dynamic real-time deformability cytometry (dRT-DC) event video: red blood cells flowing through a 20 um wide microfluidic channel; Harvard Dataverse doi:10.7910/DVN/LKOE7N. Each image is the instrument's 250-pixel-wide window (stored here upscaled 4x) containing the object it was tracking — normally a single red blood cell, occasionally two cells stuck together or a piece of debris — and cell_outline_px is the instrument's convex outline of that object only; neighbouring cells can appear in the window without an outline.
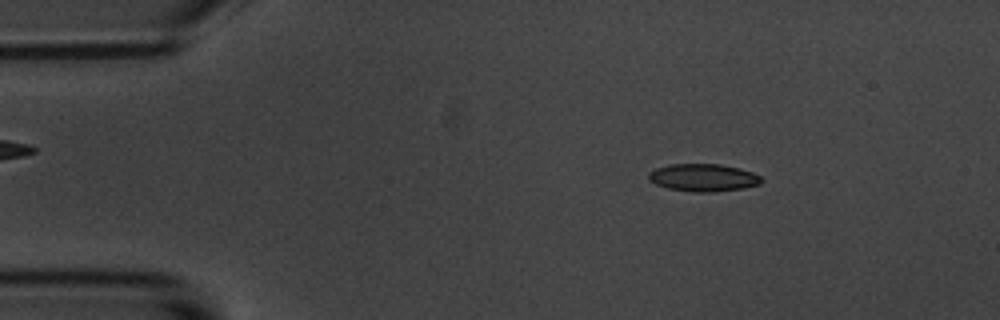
{"species": "common noctule bat (a hibernating species)", "species_latin": "Nyctalus noctula", "temperature_condition": "room temperature", "stored_images_in_passage": 56, "camera_frame_rate_fps": 3000, "um_per_image_px": 0.085, "animal": {"sex": "male", "body_mass_g": 20.1, "forearm_length_mm": 53.5}, "frame": {"image": 1, "passage_image": 8, "time_ms": 2.333, "image_size_px": [1000, 320], "cell_outline_px": [[764, 180], [760, 184], [740, 188], [712, 192], [696, 192], [668, 188], [656, 184], [648, 180], [648, 172], [656, 168], [668, 164], [720, 164], [740, 168], [752, 172], [760, 176]], "centroid_in_image_um": [59.76, 15.08], "position_along_channel_um": 25.2, "area_um2": 18.09}}
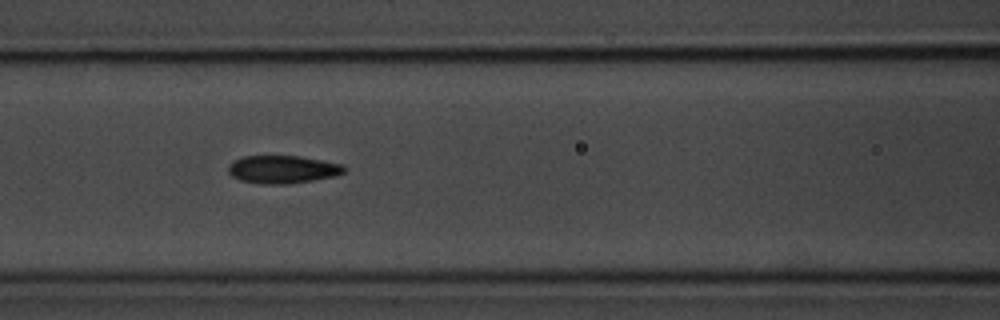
{"frame": {"image": 2, "passage_image": 23, "time_ms": 7.333, "image_size_px": [1000, 320], "cell_outline_px": [[348, 168], [344, 172], [336, 176], [288, 184], [264, 184], [240, 180], [232, 176], [228, 172], [228, 164], [232, 160], [244, 156], [300, 156], [344, 164]], "centroid_in_image_um": [24.04, 14.39], "position_along_channel_um": 142.6, "area_um2": 19.02}}
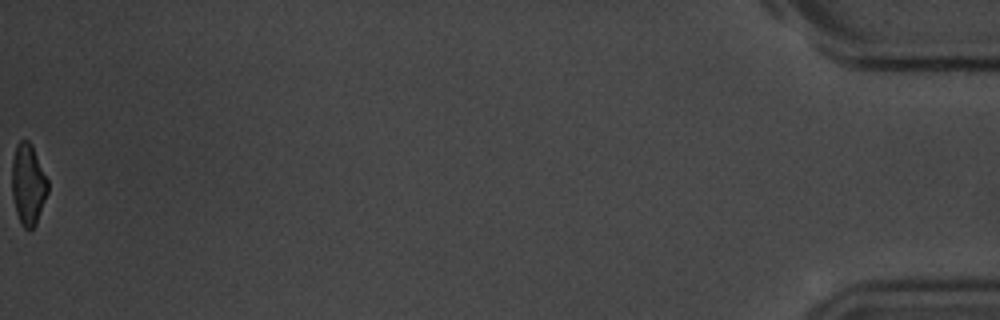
{"frame": {"image": 3, "passage_image": 56, "time_ms": 18.333, "image_size_px": [1000, 320], "cell_outline_px": [[48, 192], [36, 224], [32, 228], [24, 228], [20, 224], [16, 212], [12, 196], [12, 156], [16, 144], [20, 140], [28, 140], [32, 144], [48, 180]], "centroid_in_image_um": [2.38, 15.64], "position_along_channel_um": 432.8, "area_um2": 17.11}, "authors_computed_cell_mechanics": {"area_um2": 18.2937, "velocity_mm_per_s": 3.5632, "shape_relaxation_time_tau1_ms": 3.1875, "shape_relaxation_time_tau2_ms": 3.131, "deformation_change_tau1": 0.1273, "deformation_change_tau2": 0.099}}